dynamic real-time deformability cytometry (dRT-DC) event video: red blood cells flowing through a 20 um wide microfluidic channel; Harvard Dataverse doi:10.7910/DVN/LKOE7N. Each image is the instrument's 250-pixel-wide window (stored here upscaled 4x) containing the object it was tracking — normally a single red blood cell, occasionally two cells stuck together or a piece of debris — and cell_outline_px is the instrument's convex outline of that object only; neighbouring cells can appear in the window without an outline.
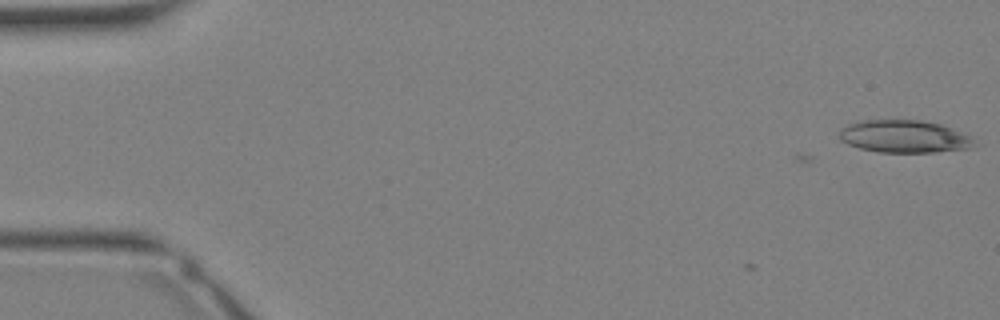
{"species": "Egyptian fruit bat (a non-hibernating species)", "species_latin": "Rousettus aegyptiacus", "temperature_condition": "warm", "stored_images_in_passage": 3, "camera_frame_rate_fps": 3000, "um_per_image_px": 0.085, "animal": {"sex": "female"}, "frame": {"image": 1, "passage_image": 3, "time_ms": 0.667, "image_size_px": [1000, 320], "cell_outline_px": [[984, 144], [972, 148], [936, 152], [880, 152], [860, 148], [848, 144], [840, 140], [840, 128], [856, 120], [920, 120], [940, 124], [952, 128]], "centroid_in_image_um": [76.91, 11.6], "position_along_channel_um": 8.1, "area_um2": 25.89}}